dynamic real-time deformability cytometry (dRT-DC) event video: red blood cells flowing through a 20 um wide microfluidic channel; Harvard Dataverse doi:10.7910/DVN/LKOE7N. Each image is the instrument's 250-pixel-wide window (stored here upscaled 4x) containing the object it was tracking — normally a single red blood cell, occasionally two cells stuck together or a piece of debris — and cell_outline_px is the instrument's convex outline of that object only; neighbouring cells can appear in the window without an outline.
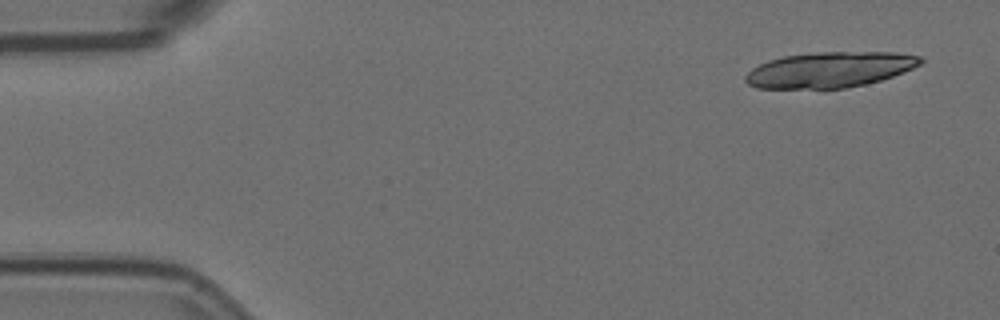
{"species": "Egyptian fruit bat (a non-hibernating species)", "species_latin": "Rousettus aegyptiacus", "temperature_condition": "room temperature", "stored_images_in_passage": 4, "camera_frame_rate_fps": 3000, "um_per_image_px": 0.085, "animal": {"sex": "female"}, "frame": {"image": 1, "passage_image": 1, "time_ms": 0.0, "image_size_px": [1000, 320], "cell_outline_px": [[924, 60], [920, 64], [912, 68], [892, 76], [880, 80], [864, 84], [844, 88], [756, 88], [748, 84], [744, 80], [744, 76], [752, 68], [768, 60], [784, 56], [816, 52], [892, 52], [920, 56]], "centroid_in_image_um": [70.49, 5.92], "position_along_channel_um": 14.5, "area_um2": 36.07}}